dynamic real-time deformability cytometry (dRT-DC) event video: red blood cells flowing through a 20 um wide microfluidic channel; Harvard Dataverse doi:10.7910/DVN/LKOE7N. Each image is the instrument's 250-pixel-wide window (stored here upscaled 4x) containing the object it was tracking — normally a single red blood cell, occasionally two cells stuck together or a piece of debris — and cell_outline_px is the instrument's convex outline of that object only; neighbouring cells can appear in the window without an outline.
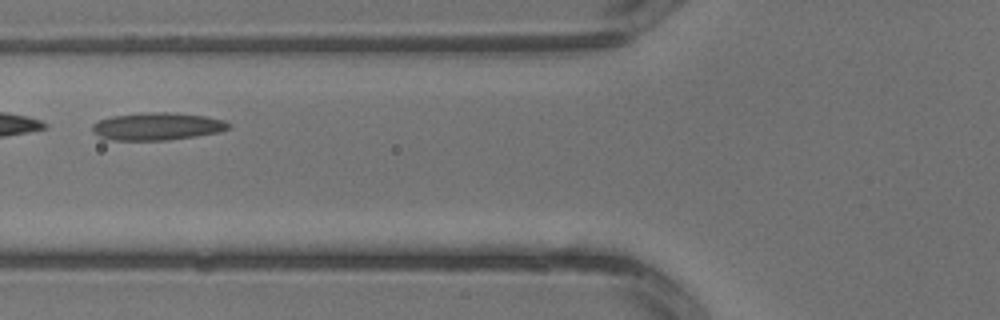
{"species": "common noctule bat (a hibernating species)", "species_latin": "Nyctalus noctula", "temperature_condition": "warm", "stored_images_in_passage": 3, "camera_frame_rate_fps": 3000, "um_per_image_px": 0.085, "animal": {"sex": "male", "body_mass_g": 13.3}, "frame": {"image": 1, "passage_image": 3, "time_ms": 0.667, "image_size_px": [1000, 320], "cell_outline_px": [[232, 128], [220, 132], [196, 136], [168, 140], [112, 140], [100, 136], [92, 132], [92, 124], [100, 120], [112, 116], [148, 112], [172, 112], [204, 116], [224, 120], [232, 124]], "centroid_in_image_um": [13.41, 10.74], "position_along_channel_um": 112.4, "area_um2": 21.96}}